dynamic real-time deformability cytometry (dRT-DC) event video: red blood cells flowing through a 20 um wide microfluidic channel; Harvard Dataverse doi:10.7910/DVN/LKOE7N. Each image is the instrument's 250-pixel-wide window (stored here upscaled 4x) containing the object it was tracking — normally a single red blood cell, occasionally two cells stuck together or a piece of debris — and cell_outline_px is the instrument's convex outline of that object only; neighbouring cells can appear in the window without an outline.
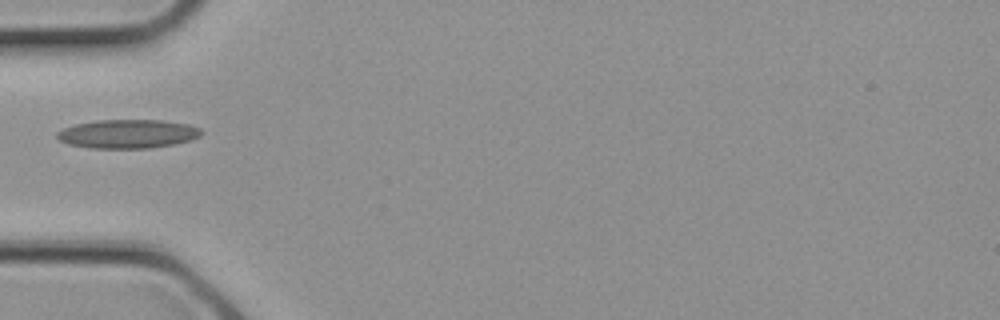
{"species": "common noctule bat (a hibernating species)", "species_latin": "Nyctalus noctula", "temperature_condition": "cold", "stored_images_in_passage": 1, "camera_frame_rate_fps": 3000, "um_per_image_px": 0.085, "animal": {"sex": "female", "body_mass_g": 21.9}, "frame": {"image": 1, "passage_image": 1, "time_ms": 0.0, "image_size_px": [1000, 320], "cell_outline_px": [[204, 132], [200, 136], [188, 140], [172, 144], [148, 148], [92, 148], [68, 144], [60, 140], [56, 136], [56, 132], [64, 128], [76, 124], [100, 120], [164, 120], [188, 124], [200, 128]], "centroid_in_image_um": [10.86, 11.37], "position_along_channel_um": 74.1, "area_um2": 24.04}}